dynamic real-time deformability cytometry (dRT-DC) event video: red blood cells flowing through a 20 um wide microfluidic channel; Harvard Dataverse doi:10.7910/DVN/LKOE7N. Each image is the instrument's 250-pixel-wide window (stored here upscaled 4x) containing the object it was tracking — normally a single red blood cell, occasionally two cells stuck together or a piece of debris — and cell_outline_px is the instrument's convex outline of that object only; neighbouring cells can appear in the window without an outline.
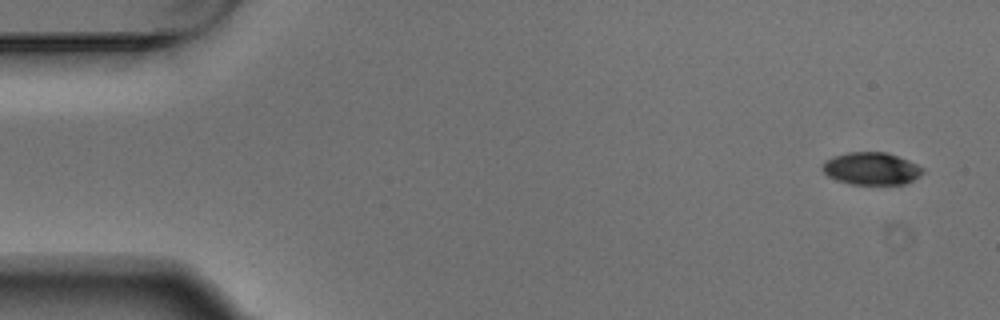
{"species": "Egyptian fruit bat (a non-hibernating species)", "species_latin": "Rousettus aegyptiacus", "temperature_condition": "warm", "stored_images_in_passage": 5, "camera_frame_rate_fps": 3000, "um_per_image_px": 0.085, "animal": {"sex": "male"}, "frame": {"image": 1, "passage_image": 1, "time_ms": 0.0, "image_size_px": [1000, 320], "cell_outline_px": [[924, 172], [920, 176], [904, 184], [848, 184], [836, 180], [828, 176], [820, 168], [824, 160], [848, 152], [888, 152], [908, 160], [924, 168]], "centroid_in_image_um": [74.05, 14.33], "position_along_channel_um": 10.9, "area_um2": 19.07}}
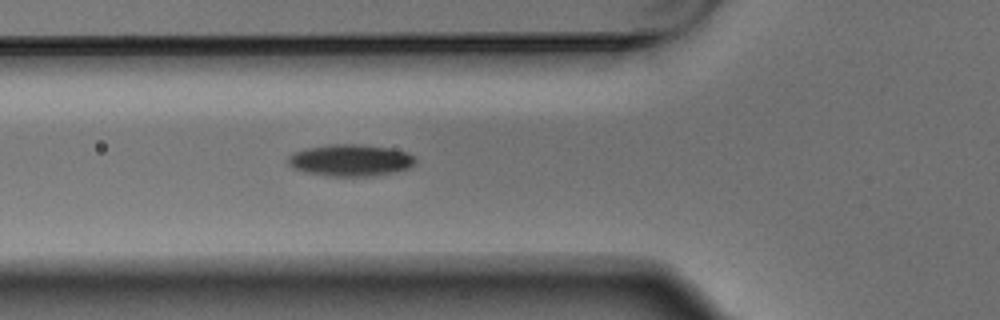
{"frame": {"image": 2, "passage_image": 5, "time_ms": 1.333, "image_size_px": [1000, 320], "cell_outline_px": [[416, 164], [412, 168], [396, 172], [376, 176], [328, 176], [304, 172], [292, 168], [288, 164], [288, 156], [292, 152], [308, 148], [328, 144], [360, 144], [392, 148], [408, 152], [416, 156]], "centroid_in_image_um": [29.84, 13.62], "position_along_channel_um": 96.0, "area_um2": 24.16}}